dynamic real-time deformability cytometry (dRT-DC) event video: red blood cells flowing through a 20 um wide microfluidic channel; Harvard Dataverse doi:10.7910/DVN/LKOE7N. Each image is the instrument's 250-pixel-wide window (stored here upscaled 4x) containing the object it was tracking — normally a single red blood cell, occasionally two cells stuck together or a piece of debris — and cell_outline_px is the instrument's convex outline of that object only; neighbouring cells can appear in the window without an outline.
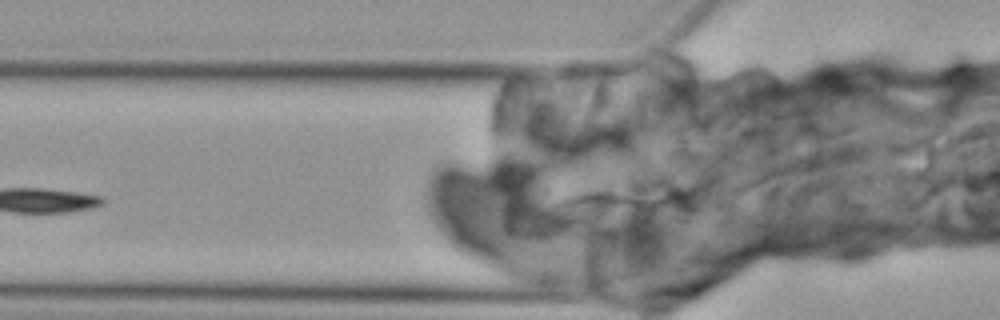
{"species": "Egyptian fruit bat (a non-hibernating species)", "species_latin": "Rousettus aegyptiacus", "temperature_condition": "cold", "stored_images_in_passage": 3, "camera_frame_rate_fps": 3000, "um_per_image_px": 0.085, "animal": {"sex": "female"}, "frame": {"image": 1, "passage_image": 2, "time_ms": 1.333, "image_size_px": [1000, 320], "cell_outline_px": [[696, 220], [652, 228], [564, 220], [552, 212], [548, 208], [556, 200], [572, 192], [588, 188], [676, 188], [684, 192], [696, 208]], "centroid_in_image_um": [53.25, 17.58], "position_along_channel_um": 72.5, "area_um2": 34.16}}